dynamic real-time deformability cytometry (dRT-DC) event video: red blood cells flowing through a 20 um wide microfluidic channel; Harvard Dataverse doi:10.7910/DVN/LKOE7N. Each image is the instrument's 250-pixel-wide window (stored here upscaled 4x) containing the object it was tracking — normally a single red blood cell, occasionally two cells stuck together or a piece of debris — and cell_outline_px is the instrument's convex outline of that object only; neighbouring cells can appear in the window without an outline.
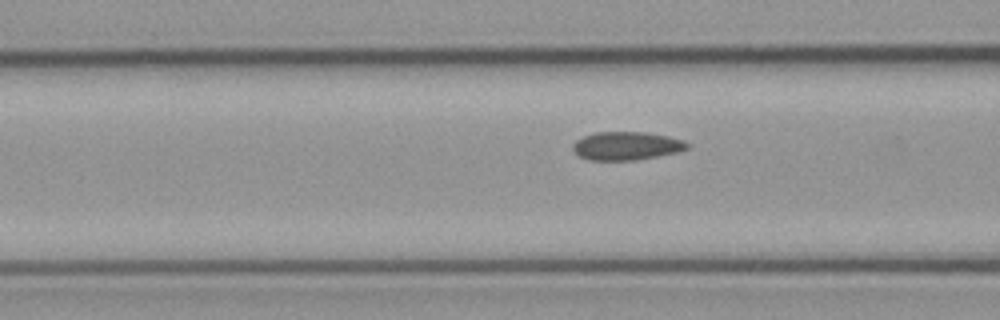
{"species": "common noctule bat (a hibernating species)", "species_latin": "Nyctalus noctula", "temperature_condition": "cold", "stored_images_in_passage": 19, "camera_frame_rate_fps": 3000, "um_per_image_px": 0.085, "animal": {"sex": "male", "body_mass_g": 23.1, "forearm_length_mm": 52.7}, "frame": {"image": 1, "passage_image": 16, "time_ms": 5.0, "image_size_px": [1000, 320], "cell_outline_px": [[688, 148], [676, 152], [636, 160], [588, 160], [580, 156], [572, 148], [572, 144], [576, 140], [584, 136], [596, 132], [644, 132], [668, 136], [684, 140], [688, 144]], "centroid_in_image_um": [53.23, 12.39], "position_along_channel_um": 113.4, "area_um2": 18.73}}